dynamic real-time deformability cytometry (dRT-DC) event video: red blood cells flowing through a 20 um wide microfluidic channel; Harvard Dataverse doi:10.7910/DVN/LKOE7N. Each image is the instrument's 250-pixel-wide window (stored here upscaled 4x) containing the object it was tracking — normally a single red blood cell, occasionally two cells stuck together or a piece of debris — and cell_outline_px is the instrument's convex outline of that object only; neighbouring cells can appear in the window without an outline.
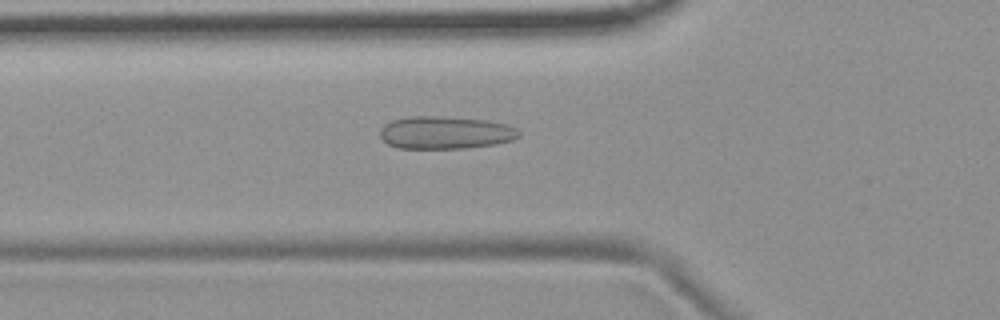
{"species": "common noctule bat (a hibernating species)", "species_latin": "Nyctalus noctula", "temperature_condition": "room temperature", "stored_images_in_passage": 37, "camera_frame_rate_fps": 3000, "um_per_image_px": 0.085, "animal": {"sex": "female", "body_mass_g": 19.9}, "frame": {"image": 1, "passage_image": 2, "time_ms": 0.333, "image_size_px": [1000, 320], "cell_outline_px": [[520, 136], [512, 140], [496, 144], [464, 148], [400, 148], [388, 144], [380, 136], [380, 128], [384, 124], [392, 120], [408, 116], [440, 116], [488, 120], [508, 124], [516, 128], [520, 132]], "centroid_in_image_um": [37.87, 11.26], "position_along_channel_um": 87.9, "area_um2": 26.59}}
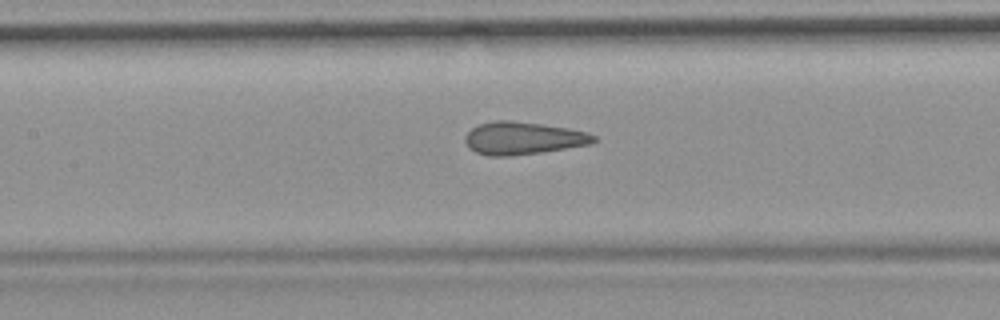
{"frame": {"image": 2, "passage_image": 8, "time_ms": 2.333, "image_size_px": [1000, 320], "cell_outline_px": [[596, 140], [592, 144], [540, 152], [508, 156], [488, 156], [476, 152], [464, 140], [464, 136], [472, 128], [480, 124], [496, 120], [512, 120], [568, 128], [588, 132], [596, 136]], "centroid_in_image_um": [44.47, 11.74], "position_along_channel_um": 162.9, "area_um2": 24.28}}
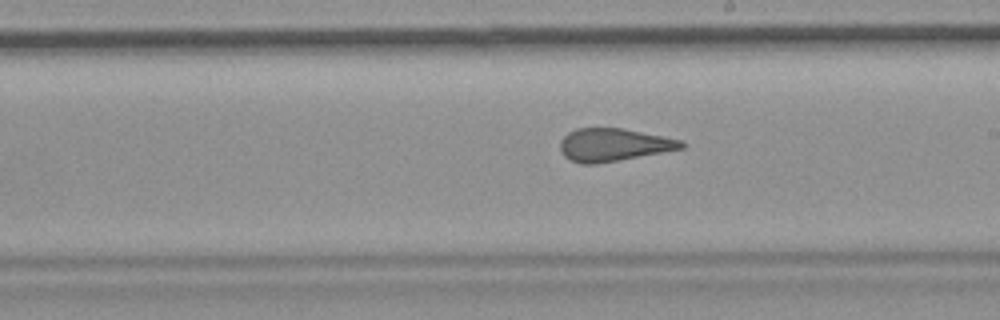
{"frame": {"image": 3, "passage_image": 14, "time_ms": 4.333, "image_size_px": [1000, 320], "cell_outline_px": [[684, 148], [596, 164], [580, 164], [564, 156], [560, 152], [560, 140], [568, 132], [576, 128], [624, 128], [664, 136], [680, 140], [684, 144]], "centroid_in_image_um": [52.11, 12.3], "position_along_channel_um": 236.9, "area_um2": 23.12}}